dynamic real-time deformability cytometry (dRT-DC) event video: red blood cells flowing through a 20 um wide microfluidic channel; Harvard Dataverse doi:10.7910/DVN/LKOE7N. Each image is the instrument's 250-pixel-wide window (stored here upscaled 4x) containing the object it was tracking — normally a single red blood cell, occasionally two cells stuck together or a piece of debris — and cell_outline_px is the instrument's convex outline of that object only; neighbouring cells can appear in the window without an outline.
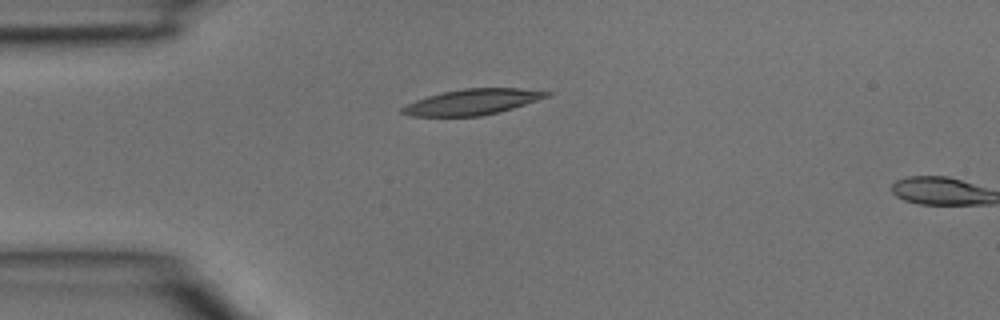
{"species": "common noctule bat (a hibernating species)", "species_latin": "Nyctalus noctula", "temperature_condition": "room temperature", "stored_images_in_passage": 2, "segment_of_instrument_passage": [1, 2], "camera_frame_rate_fps": 3000, "um_per_image_px": 0.085, "animal": {"sex": "male", "body_mass_g": 15.6}, "frame": {"image": 1, "passage_image": 1, "time_ms": 0.0, "image_size_px": [1000, 320], "cell_outline_px": [[552, 92], [548, 96], [500, 112], [480, 116], [412, 116], [400, 112], [400, 108], [416, 100], [428, 96], [444, 92], [464, 88], [520, 88]], "centroid_in_image_um": [40.13, 8.66], "position_along_channel_um": 44.9, "area_um2": 21.33}}